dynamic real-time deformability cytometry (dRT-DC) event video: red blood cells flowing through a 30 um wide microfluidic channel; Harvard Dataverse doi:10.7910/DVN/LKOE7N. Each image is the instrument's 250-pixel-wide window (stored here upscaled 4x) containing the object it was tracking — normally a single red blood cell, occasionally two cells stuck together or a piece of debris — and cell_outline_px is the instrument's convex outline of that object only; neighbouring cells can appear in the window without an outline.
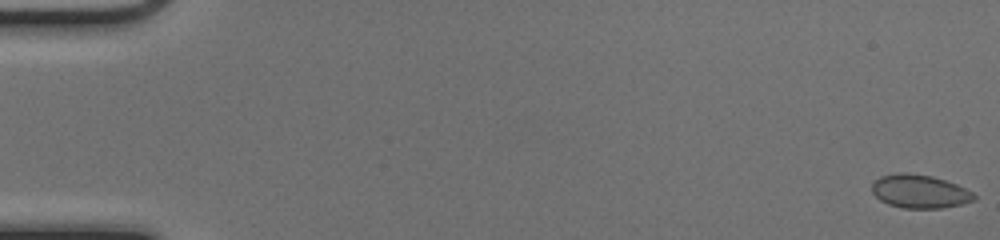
{"species": "common noctule bat (a hibernating species)", "species_latin": "Nyctalus noctula", "temperature_condition": "cold", "stored_images_in_passage": 51, "camera_frame_rate_fps": 3000, "um_per_image_px": 0.085, "animal": {"sex": "female", "body_mass_g": 17.0, "forearm_length_mm": 48.0}, "frame": {"image": 1, "passage_image": 1, "time_ms": 0.0, "image_size_px": [1000, 240], "cell_outline_px": [[976, 200], [960, 204], [940, 208], [904, 208], [888, 204], [880, 200], [872, 192], [872, 184], [880, 176], [900, 172], [904, 172], [932, 176], [956, 184], [972, 192], [976, 196]], "centroid_in_image_um": [78.16, 16.27], "position_along_channel_um": 6.8, "area_um2": 19.77}}
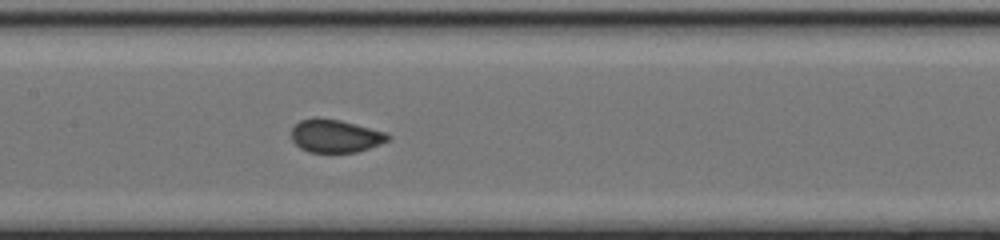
{"frame": {"image": 2, "passage_image": 26, "time_ms": 8.333, "image_size_px": [1000, 240], "cell_outline_px": [[392, 136], [388, 140], [380, 144], [356, 152], [308, 152], [300, 148], [292, 140], [292, 128], [300, 120], [316, 116], [340, 120], [388, 132]], "centroid_in_image_um": [28.51, 11.54], "position_along_channel_um": 178.9, "area_um2": 18.73}}
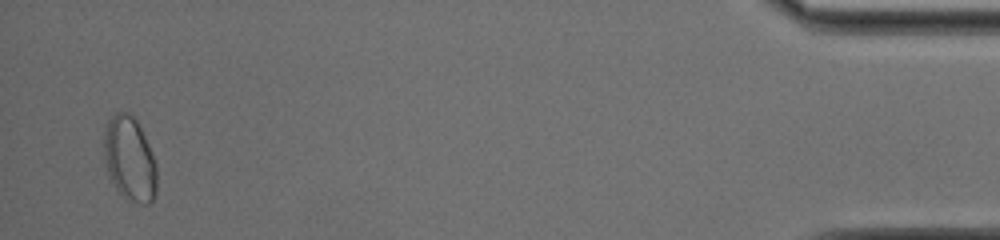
{"frame": {"image": 3, "passage_image": 50, "time_ms": 16.333, "image_size_px": [1000, 240], "cell_outline_px": [[156, 192], [152, 200], [148, 204], [140, 204], [124, 196], [116, 188], [108, 172], [104, 160], [104, 136], [108, 120], [116, 112], [128, 112], [136, 120], [144, 136], [156, 164]], "centroid_in_image_um": [11.02, 13.5], "position_along_channel_um": 424.2, "area_um2": 25.49}, "authors_computed_cell_mechanics": {"area_um2": 19.2474, "velocity_mm_per_s": 4.0975, "shape_relaxation_time_tau1_ms": 6.0659, "shape_relaxation_time_tau2_ms": null, "deformation_change_tau1": 0.096, "deformation_change_tau2": null}}